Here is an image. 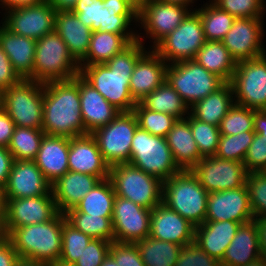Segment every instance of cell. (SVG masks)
Wrapping results in <instances>:
<instances>
[{
  "instance_id": "7bdbcfd3",
  "label": "cell",
  "mask_w": 266,
  "mask_h": 266,
  "mask_svg": "<svg viewBox=\"0 0 266 266\" xmlns=\"http://www.w3.org/2000/svg\"><path fill=\"white\" fill-rule=\"evenodd\" d=\"M91 240L90 236L65 220L62 229V251L58 264H74Z\"/></svg>"
},
{
  "instance_id": "753ad0ef",
  "label": "cell",
  "mask_w": 266,
  "mask_h": 266,
  "mask_svg": "<svg viewBox=\"0 0 266 266\" xmlns=\"http://www.w3.org/2000/svg\"><path fill=\"white\" fill-rule=\"evenodd\" d=\"M2 108V91L0 90V109Z\"/></svg>"
},
{
  "instance_id": "11a10c76",
  "label": "cell",
  "mask_w": 266,
  "mask_h": 266,
  "mask_svg": "<svg viewBox=\"0 0 266 266\" xmlns=\"http://www.w3.org/2000/svg\"><path fill=\"white\" fill-rule=\"evenodd\" d=\"M20 259L11 241L6 237H0V266H15Z\"/></svg>"
},
{
  "instance_id": "836d02e7",
  "label": "cell",
  "mask_w": 266,
  "mask_h": 266,
  "mask_svg": "<svg viewBox=\"0 0 266 266\" xmlns=\"http://www.w3.org/2000/svg\"><path fill=\"white\" fill-rule=\"evenodd\" d=\"M132 42L134 41L127 34L94 31L91 36L87 55L79 63V66L105 64L114 55L127 48Z\"/></svg>"
},
{
  "instance_id": "680465c9",
  "label": "cell",
  "mask_w": 266,
  "mask_h": 266,
  "mask_svg": "<svg viewBox=\"0 0 266 266\" xmlns=\"http://www.w3.org/2000/svg\"><path fill=\"white\" fill-rule=\"evenodd\" d=\"M44 1L46 0H0V6L2 5L0 8H2V11L5 10V13L15 8L33 6Z\"/></svg>"
},
{
  "instance_id": "484cf974",
  "label": "cell",
  "mask_w": 266,
  "mask_h": 266,
  "mask_svg": "<svg viewBox=\"0 0 266 266\" xmlns=\"http://www.w3.org/2000/svg\"><path fill=\"white\" fill-rule=\"evenodd\" d=\"M68 153V137L44 135L34 162L51 185L69 171Z\"/></svg>"
},
{
  "instance_id": "a7ac6f4b",
  "label": "cell",
  "mask_w": 266,
  "mask_h": 266,
  "mask_svg": "<svg viewBox=\"0 0 266 266\" xmlns=\"http://www.w3.org/2000/svg\"><path fill=\"white\" fill-rule=\"evenodd\" d=\"M100 266H119V265L115 262L113 257L110 254H108V256L104 259V261Z\"/></svg>"
},
{
  "instance_id": "e575fe53",
  "label": "cell",
  "mask_w": 266,
  "mask_h": 266,
  "mask_svg": "<svg viewBox=\"0 0 266 266\" xmlns=\"http://www.w3.org/2000/svg\"><path fill=\"white\" fill-rule=\"evenodd\" d=\"M194 60L225 82H231L236 61L231 57L222 41H206Z\"/></svg>"
},
{
  "instance_id": "5b68a950",
  "label": "cell",
  "mask_w": 266,
  "mask_h": 266,
  "mask_svg": "<svg viewBox=\"0 0 266 266\" xmlns=\"http://www.w3.org/2000/svg\"><path fill=\"white\" fill-rule=\"evenodd\" d=\"M79 64L54 30L36 41L33 80L40 83L66 81L78 76Z\"/></svg>"
},
{
  "instance_id": "7a4b0ae2",
  "label": "cell",
  "mask_w": 266,
  "mask_h": 266,
  "mask_svg": "<svg viewBox=\"0 0 266 266\" xmlns=\"http://www.w3.org/2000/svg\"><path fill=\"white\" fill-rule=\"evenodd\" d=\"M80 110L79 75L44 83L42 130L46 135L73 138L88 134Z\"/></svg>"
},
{
  "instance_id": "7dc6e473",
  "label": "cell",
  "mask_w": 266,
  "mask_h": 266,
  "mask_svg": "<svg viewBox=\"0 0 266 266\" xmlns=\"http://www.w3.org/2000/svg\"><path fill=\"white\" fill-rule=\"evenodd\" d=\"M246 186L254 219L266 218V172L247 173Z\"/></svg>"
},
{
  "instance_id": "f6af8a7d",
  "label": "cell",
  "mask_w": 266,
  "mask_h": 266,
  "mask_svg": "<svg viewBox=\"0 0 266 266\" xmlns=\"http://www.w3.org/2000/svg\"><path fill=\"white\" fill-rule=\"evenodd\" d=\"M185 119L190 123L192 134L200 154L203 157L214 156L217 152L220 138L219 127L199 121L190 113Z\"/></svg>"
},
{
  "instance_id": "91938a15",
  "label": "cell",
  "mask_w": 266,
  "mask_h": 266,
  "mask_svg": "<svg viewBox=\"0 0 266 266\" xmlns=\"http://www.w3.org/2000/svg\"><path fill=\"white\" fill-rule=\"evenodd\" d=\"M254 132L266 136V110H254Z\"/></svg>"
},
{
  "instance_id": "603a6c76",
  "label": "cell",
  "mask_w": 266,
  "mask_h": 266,
  "mask_svg": "<svg viewBox=\"0 0 266 266\" xmlns=\"http://www.w3.org/2000/svg\"><path fill=\"white\" fill-rule=\"evenodd\" d=\"M69 171L90 174L101 180L109 178L110 166L103 159L91 134L69 138Z\"/></svg>"
},
{
  "instance_id": "4fadbf2b",
  "label": "cell",
  "mask_w": 266,
  "mask_h": 266,
  "mask_svg": "<svg viewBox=\"0 0 266 266\" xmlns=\"http://www.w3.org/2000/svg\"><path fill=\"white\" fill-rule=\"evenodd\" d=\"M230 83L235 104L254 110H266V54L236 62Z\"/></svg>"
},
{
  "instance_id": "8fae6325",
  "label": "cell",
  "mask_w": 266,
  "mask_h": 266,
  "mask_svg": "<svg viewBox=\"0 0 266 266\" xmlns=\"http://www.w3.org/2000/svg\"><path fill=\"white\" fill-rule=\"evenodd\" d=\"M192 10L194 9L189 6L165 3L158 0H145L138 11V26L141 30L144 29L145 33H137L138 41L144 45L145 42L142 40L146 35V38L151 39L150 42L152 41L153 44L149 47L153 49L162 39L178 27Z\"/></svg>"
},
{
  "instance_id": "4dcf8cb0",
  "label": "cell",
  "mask_w": 266,
  "mask_h": 266,
  "mask_svg": "<svg viewBox=\"0 0 266 266\" xmlns=\"http://www.w3.org/2000/svg\"><path fill=\"white\" fill-rule=\"evenodd\" d=\"M241 223L235 221H205L195 227L194 243L211 257L221 261Z\"/></svg>"
},
{
  "instance_id": "83f0119b",
  "label": "cell",
  "mask_w": 266,
  "mask_h": 266,
  "mask_svg": "<svg viewBox=\"0 0 266 266\" xmlns=\"http://www.w3.org/2000/svg\"><path fill=\"white\" fill-rule=\"evenodd\" d=\"M0 46L19 77L33 80L36 40L14 34L0 22Z\"/></svg>"
},
{
  "instance_id": "f35d334b",
  "label": "cell",
  "mask_w": 266,
  "mask_h": 266,
  "mask_svg": "<svg viewBox=\"0 0 266 266\" xmlns=\"http://www.w3.org/2000/svg\"><path fill=\"white\" fill-rule=\"evenodd\" d=\"M194 10L200 15L206 41H222L236 19L211 0Z\"/></svg>"
},
{
  "instance_id": "30bf717a",
  "label": "cell",
  "mask_w": 266,
  "mask_h": 266,
  "mask_svg": "<svg viewBox=\"0 0 266 266\" xmlns=\"http://www.w3.org/2000/svg\"><path fill=\"white\" fill-rule=\"evenodd\" d=\"M137 127L138 121L133 111L120 112L109 124L91 133L110 167L129 162L131 142Z\"/></svg>"
},
{
  "instance_id": "d6986e66",
  "label": "cell",
  "mask_w": 266,
  "mask_h": 266,
  "mask_svg": "<svg viewBox=\"0 0 266 266\" xmlns=\"http://www.w3.org/2000/svg\"><path fill=\"white\" fill-rule=\"evenodd\" d=\"M151 209L115 196L112 213L114 242L135 243L150 234Z\"/></svg>"
},
{
  "instance_id": "ba28073f",
  "label": "cell",
  "mask_w": 266,
  "mask_h": 266,
  "mask_svg": "<svg viewBox=\"0 0 266 266\" xmlns=\"http://www.w3.org/2000/svg\"><path fill=\"white\" fill-rule=\"evenodd\" d=\"M166 81L189 108L226 83L216 74L207 71L194 59L168 64Z\"/></svg>"
},
{
  "instance_id": "8992f818",
  "label": "cell",
  "mask_w": 266,
  "mask_h": 266,
  "mask_svg": "<svg viewBox=\"0 0 266 266\" xmlns=\"http://www.w3.org/2000/svg\"><path fill=\"white\" fill-rule=\"evenodd\" d=\"M128 163L162 182L182 171L174 161L166 138L152 135L139 126L131 142Z\"/></svg>"
},
{
  "instance_id": "9a60e30c",
  "label": "cell",
  "mask_w": 266,
  "mask_h": 266,
  "mask_svg": "<svg viewBox=\"0 0 266 266\" xmlns=\"http://www.w3.org/2000/svg\"><path fill=\"white\" fill-rule=\"evenodd\" d=\"M2 199L3 227L6 237L15 228L47 222L59 213L53 194Z\"/></svg>"
},
{
  "instance_id": "52a82bcc",
  "label": "cell",
  "mask_w": 266,
  "mask_h": 266,
  "mask_svg": "<svg viewBox=\"0 0 266 266\" xmlns=\"http://www.w3.org/2000/svg\"><path fill=\"white\" fill-rule=\"evenodd\" d=\"M109 179L116 196L151 210L162 203L163 182L130 163L111 166Z\"/></svg>"
},
{
  "instance_id": "ffe728a7",
  "label": "cell",
  "mask_w": 266,
  "mask_h": 266,
  "mask_svg": "<svg viewBox=\"0 0 266 266\" xmlns=\"http://www.w3.org/2000/svg\"><path fill=\"white\" fill-rule=\"evenodd\" d=\"M224 220L241 224L255 220L246 183L236 189L215 191L208 194L205 221Z\"/></svg>"
},
{
  "instance_id": "c3c4849f",
  "label": "cell",
  "mask_w": 266,
  "mask_h": 266,
  "mask_svg": "<svg viewBox=\"0 0 266 266\" xmlns=\"http://www.w3.org/2000/svg\"><path fill=\"white\" fill-rule=\"evenodd\" d=\"M235 18H264L265 0H211Z\"/></svg>"
},
{
  "instance_id": "bcb514c9",
  "label": "cell",
  "mask_w": 266,
  "mask_h": 266,
  "mask_svg": "<svg viewBox=\"0 0 266 266\" xmlns=\"http://www.w3.org/2000/svg\"><path fill=\"white\" fill-rule=\"evenodd\" d=\"M220 135L254 131V109L234 104L219 125Z\"/></svg>"
},
{
  "instance_id": "7c38bea8",
  "label": "cell",
  "mask_w": 266,
  "mask_h": 266,
  "mask_svg": "<svg viewBox=\"0 0 266 266\" xmlns=\"http://www.w3.org/2000/svg\"><path fill=\"white\" fill-rule=\"evenodd\" d=\"M206 42L200 15L192 10L186 18L153 49L168 63L195 59Z\"/></svg>"
},
{
  "instance_id": "ac0fdd59",
  "label": "cell",
  "mask_w": 266,
  "mask_h": 266,
  "mask_svg": "<svg viewBox=\"0 0 266 266\" xmlns=\"http://www.w3.org/2000/svg\"><path fill=\"white\" fill-rule=\"evenodd\" d=\"M3 14L1 24L17 35L37 41L54 31L56 11L47 0L37 5L15 8Z\"/></svg>"
},
{
  "instance_id": "cb8c5ba5",
  "label": "cell",
  "mask_w": 266,
  "mask_h": 266,
  "mask_svg": "<svg viewBox=\"0 0 266 266\" xmlns=\"http://www.w3.org/2000/svg\"><path fill=\"white\" fill-rule=\"evenodd\" d=\"M167 66L168 63L150 48L138 59L129 80L130 93L136 102L166 81Z\"/></svg>"
},
{
  "instance_id": "6125c7cd",
  "label": "cell",
  "mask_w": 266,
  "mask_h": 266,
  "mask_svg": "<svg viewBox=\"0 0 266 266\" xmlns=\"http://www.w3.org/2000/svg\"><path fill=\"white\" fill-rule=\"evenodd\" d=\"M56 12L72 11L78 0H47Z\"/></svg>"
},
{
  "instance_id": "94428289",
  "label": "cell",
  "mask_w": 266,
  "mask_h": 266,
  "mask_svg": "<svg viewBox=\"0 0 266 266\" xmlns=\"http://www.w3.org/2000/svg\"><path fill=\"white\" fill-rule=\"evenodd\" d=\"M104 7L112 11H137L126 0H104Z\"/></svg>"
},
{
  "instance_id": "d6a6232c",
  "label": "cell",
  "mask_w": 266,
  "mask_h": 266,
  "mask_svg": "<svg viewBox=\"0 0 266 266\" xmlns=\"http://www.w3.org/2000/svg\"><path fill=\"white\" fill-rule=\"evenodd\" d=\"M234 104L233 87L230 82H226L217 91L191 106L189 113L199 121L219 127L220 122Z\"/></svg>"
},
{
  "instance_id": "60d3db41",
  "label": "cell",
  "mask_w": 266,
  "mask_h": 266,
  "mask_svg": "<svg viewBox=\"0 0 266 266\" xmlns=\"http://www.w3.org/2000/svg\"><path fill=\"white\" fill-rule=\"evenodd\" d=\"M44 135L42 129L16 126L7 148L14 160H34Z\"/></svg>"
},
{
  "instance_id": "2e32d148",
  "label": "cell",
  "mask_w": 266,
  "mask_h": 266,
  "mask_svg": "<svg viewBox=\"0 0 266 266\" xmlns=\"http://www.w3.org/2000/svg\"><path fill=\"white\" fill-rule=\"evenodd\" d=\"M190 171L208 193L242 187L247 177L242 162L216 156L203 157Z\"/></svg>"
},
{
  "instance_id": "2644e50d",
  "label": "cell",
  "mask_w": 266,
  "mask_h": 266,
  "mask_svg": "<svg viewBox=\"0 0 266 266\" xmlns=\"http://www.w3.org/2000/svg\"><path fill=\"white\" fill-rule=\"evenodd\" d=\"M129 2L137 11L140 10L145 0H126Z\"/></svg>"
},
{
  "instance_id": "9c48e42d",
  "label": "cell",
  "mask_w": 266,
  "mask_h": 266,
  "mask_svg": "<svg viewBox=\"0 0 266 266\" xmlns=\"http://www.w3.org/2000/svg\"><path fill=\"white\" fill-rule=\"evenodd\" d=\"M44 83L21 79L2 91V108L16 126L42 129Z\"/></svg>"
},
{
  "instance_id": "ee69618b",
  "label": "cell",
  "mask_w": 266,
  "mask_h": 266,
  "mask_svg": "<svg viewBox=\"0 0 266 266\" xmlns=\"http://www.w3.org/2000/svg\"><path fill=\"white\" fill-rule=\"evenodd\" d=\"M254 135V131L241 132L236 135H220L218 149L214 156L243 163Z\"/></svg>"
},
{
  "instance_id": "816d5d0a",
  "label": "cell",
  "mask_w": 266,
  "mask_h": 266,
  "mask_svg": "<svg viewBox=\"0 0 266 266\" xmlns=\"http://www.w3.org/2000/svg\"><path fill=\"white\" fill-rule=\"evenodd\" d=\"M111 242L101 239H92L85 247L75 266H100L109 254Z\"/></svg>"
},
{
  "instance_id": "4316f807",
  "label": "cell",
  "mask_w": 266,
  "mask_h": 266,
  "mask_svg": "<svg viewBox=\"0 0 266 266\" xmlns=\"http://www.w3.org/2000/svg\"><path fill=\"white\" fill-rule=\"evenodd\" d=\"M101 179L90 174L66 172L51 185V191L59 213L75 208L80 200L93 189Z\"/></svg>"
},
{
  "instance_id": "681fc988",
  "label": "cell",
  "mask_w": 266,
  "mask_h": 266,
  "mask_svg": "<svg viewBox=\"0 0 266 266\" xmlns=\"http://www.w3.org/2000/svg\"><path fill=\"white\" fill-rule=\"evenodd\" d=\"M175 266H221V263L193 242L182 247Z\"/></svg>"
},
{
  "instance_id": "f5cc1de1",
  "label": "cell",
  "mask_w": 266,
  "mask_h": 266,
  "mask_svg": "<svg viewBox=\"0 0 266 266\" xmlns=\"http://www.w3.org/2000/svg\"><path fill=\"white\" fill-rule=\"evenodd\" d=\"M109 254L119 266H145L135 243L112 242Z\"/></svg>"
},
{
  "instance_id": "f907efd6",
  "label": "cell",
  "mask_w": 266,
  "mask_h": 266,
  "mask_svg": "<svg viewBox=\"0 0 266 266\" xmlns=\"http://www.w3.org/2000/svg\"><path fill=\"white\" fill-rule=\"evenodd\" d=\"M247 173L266 170V136L255 133L243 162Z\"/></svg>"
},
{
  "instance_id": "3957f363",
  "label": "cell",
  "mask_w": 266,
  "mask_h": 266,
  "mask_svg": "<svg viewBox=\"0 0 266 266\" xmlns=\"http://www.w3.org/2000/svg\"><path fill=\"white\" fill-rule=\"evenodd\" d=\"M65 220V214L58 213L47 222L15 228L7 238L20 258L56 265L62 251Z\"/></svg>"
},
{
  "instance_id": "8d00e7d4",
  "label": "cell",
  "mask_w": 266,
  "mask_h": 266,
  "mask_svg": "<svg viewBox=\"0 0 266 266\" xmlns=\"http://www.w3.org/2000/svg\"><path fill=\"white\" fill-rule=\"evenodd\" d=\"M115 196L111 180H101L80 200L75 209L89 215L112 217Z\"/></svg>"
},
{
  "instance_id": "6da1fadb",
  "label": "cell",
  "mask_w": 266,
  "mask_h": 266,
  "mask_svg": "<svg viewBox=\"0 0 266 266\" xmlns=\"http://www.w3.org/2000/svg\"><path fill=\"white\" fill-rule=\"evenodd\" d=\"M146 49L137 40L105 64L79 66V75L120 112L133 111L137 102L131 96L129 80Z\"/></svg>"
},
{
  "instance_id": "5bb4252c",
  "label": "cell",
  "mask_w": 266,
  "mask_h": 266,
  "mask_svg": "<svg viewBox=\"0 0 266 266\" xmlns=\"http://www.w3.org/2000/svg\"><path fill=\"white\" fill-rule=\"evenodd\" d=\"M72 12L92 32L127 34L134 42L138 40L139 31L130 27L138 24V11H112L104 7V0H78Z\"/></svg>"
},
{
  "instance_id": "d590c367",
  "label": "cell",
  "mask_w": 266,
  "mask_h": 266,
  "mask_svg": "<svg viewBox=\"0 0 266 266\" xmlns=\"http://www.w3.org/2000/svg\"><path fill=\"white\" fill-rule=\"evenodd\" d=\"M139 103L144 108L170 114L178 120L185 119L189 115V107L167 81L146 95Z\"/></svg>"
},
{
  "instance_id": "1f68e13d",
  "label": "cell",
  "mask_w": 266,
  "mask_h": 266,
  "mask_svg": "<svg viewBox=\"0 0 266 266\" xmlns=\"http://www.w3.org/2000/svg\"><path fill=\"white\" fill-rule=\"evenodd\" d=\"M166 140L174 161L181 170H191L203 158L186 119L177 120L168 132Z\"/></svg>"
},
{
  "instance_id": "db71d44e",
  "label": "cell",
  "mask_w": 266,
  "mask_h": 266,
  "mask_svg": "<svg viewBox=\"0 0 266 266\" xmlns=\"http://www.w3.org/2000/svg\"><path fill=\"white\" fill-rule=\"evenodd\" d=\"M21 78L14 71L7 54L0 46V90L4 91L17 84Z\"/></svg>"
},
{
  "instance_id": "277c9868",
  "label": "cell",
  "mask_w": 266,
  "mask_h": 266,
  "mask_svg": "<svg viewBox=\"0 0 266 266\" xmlns=\"http://www.w3.org/2000/svg\"><path fill=\"white\" fill-rule=\"evenodd\" d=\"M208 194L190 170H182L163 181L162 203L197 227L205 222Z\"/></svg>"
},
{
  "instance_id": "f546056e",
  "label": "cell",
  "mask_w": 266,
  "mask_h": 266,
  "mask_svg": "<svg viewBox=\"0 0 266 266\" xmlns=\"http://www.w3.org/2000/svg\"><path fill=\"white\" fill-rule=\"evenodd\" d=\"M54 30L79 64L87 55L93 33L91 28L85 26L72 11H59L55 14Z\"/></svg>"
},
{
  "instance_id": "74e56055",
  "label": "cell",
  "mask_w": 266,
  "mask_h": 266,
  "mask_svg": "<svg viewBox=\"0 0 266 266\" xmlns=\"http://www.w3.org/2000/svg\"><path fill=\"white\" fill-rule=\"evenodd\" d=\"M145 266H175L182 247L150 236L135 242Z\"/></svg>"
},
{
  "instance_id": "e0dca14e",
  "label": "cell",
  "mask_w": 266,
  "mask_h": 266,
  "mask_svg": "<svg viewBox=\"0 0 266 266\" xmlns=\"http://www.w3.org/2000/svg\"><path fill=\"white\" fill-rule=\"evenodd\" d=\"M264 18H236L222 42L236 61L250 60L266 54Z\"/></svg>"
},
{
  "instance_id": "d4e9b609",
  "label": "cell",
  "mask_w": 266,
  "mask_h": 266,
  "mask_svg": "<svg viewBox=\"0 0 266 266\" xmlns=\"http://www.w3.org/2000/svg\"><path fill=\"white\" fill-rule=\"evenodd\" d=\"M81 116L87 133L109 124L120 113L94 87L79 75Z\"/></svg>"
},
{
  "instance_id": "b9f144b4",
  "label": "cell",
  "mask_w": 266,
  "mask_h": 266,
  "mask_svg": "<svg viewBox=\"0 0 266 266\" xmlns=\"http://www.w3.org/2000/svg\"><path fill=\"white\" fill-rule=\"evenodd\" d=\"M133 112L141 129L163 138H166L168 132L178 120L170 114L144 108L139 102L134 106Z\"/></svg>"
},
{
  "instance_id": "9f6ffc18",
  "label": "cell",
  "mask_w": 266,
  "mask_h": 266,
  "mask_svg": "<svg viewBox=\"0 0 266 266\" xmlns=\"http://www.w3.org/2000/svg\"><path fill=\"white\" fill-rule=\"evenodd\" d=\"M15 123L9 117L8 113L1 108L0 109V146L8 147L11 137L15 130Z\"/></svg>"
},
{
  "instance_id": "44dd1931",
  "label": "cell",
  "mask_w": 266,
  "mask_h": 266,
  "mask_svg": "<svg viewBox=\"0 0 266 266\" xmlns=\"http://www.w3.org/2000/svg\"><path fill=\"white\" fill-rule=\"evenodd\" d=\"M2 198H27L52 194L47 181L34 160H14Z\"/></svg>"
},
{
  "instance_id": "e7e4bbea",
  "label": "cell",
  "mask_w": 266,
  "mask_h": 266,
  "mask_svg": "<svg viewBox=\"0 0 266 266\" xmlns=\"http://www.w3.org/2000/svg\"><path fill=\"white\" fill-rule=\"evenodd\" d=\"M15 266H54L50 263L46 262H38V261H33V260H28V259H22L20 258Z\"/></svg>"
},
{
  "instance_id": "8c879c8a",
  "label": "cell",
  "mask_w": 266,
  "mask_h": 266,
  "mask_svg": "<svg viewBox=\"0 0 266 266\" xmlns=\"http://www.w3.org/2000/svg\"><path fill=\"white\" fill-rule=\"evenodd\" d=\"M54 266H75L74 264H56Z\"/></svg>"
},
{
  "instance_id": "7402d4cb",
  "label": "cell",
  "mask_w": 266,
  "mask_h": 266,
  "mask_svg": "<svg viewBox=\"0 0 266 266\" xmlns=\"http://www.w3.org/2000/svg\"><path fill=\"white\" fill-rule=\"evenodd\" d=\"M149 236L183 247L194 242L195 226L161 203L151 210Z\"/></svg>"
},
{
  "instance_id": "003e7915",
  "label": "cell",
  "mask_w": 266,
  "mask_h": 266,
  "mask_svg": "<svg viewBox=\"0 0 266 266\" xmlns=\"http://www.w3.org/2000/svg\"><path fill=\"white\" fill-rule=\"evenodd\" d=\"M0 236H4V227H3V199L0 191Z\"/></svg>"
},
{
  "instance_id": "03108f58",
  "label": "cell",
  "mask_w": 266,
  "mask_h": 266,
  "mask_svg": "<svg viewBox=\"0 0 266 266\" xmlns=\"http://www.w3.org/2000/svg\"><path fill=\"white\" fill-rule=\"evenodd\" d=\"M158 1L165 2V3H171V4H179L182 6H189V7L191 6L192 8H194L193 5H195L194 4L195 0H158Z\"/></svg>"
},
{
  "instance_id": "be15d7a7",
  "label": "cell",
  "mask_w": 266,
  "mask_h": 266,
  "mask_svg": "<svg viewBox=\"0 0 266 266\" xmlns=\"http://www.w3.org/2000/svg\"><path fill=\"white\" fill-rule=\"evenodd\" d=\"M257 222L260 249L262 251V256L266 253V218L255 219Z\"/></svg>"
},
{
  "instance_id": "ab89813d",
  "label": "cell",
  "mask_w": 266,
  "mask_h": 266,
  "mask_svg": "<svg viewBox=\"0 0 266 266\" xmlns=\"http://www.w3.org/2000/svg\"><path fill=\"white\" fill-rule=\"evenodd\" d=\"M66 220L76 229L87 234L92 239H101L114 242L112 217H102L81 213L75 208L68 210Z\"/></svg>"
},
{
  "instance_id": "89a4df30",
  "label": "cell",
  "mask_w": 266,
  "mask_h": 266,
  "mask_svg": "<svg viewBox=\"0 0 266 266\" xmlns=\"http://www.w3.org/2000/svg\"><path fill=\"white\" fill-rule=\"evenodd\" d=\"M246 266H266V260L263 256L258 258L255 261H252L251 263L247 264Z\"/></svg>"
},
{
  "instance_id": "f1b7e54d",
  "label": "cell",
  "mask_w": 266,
  "mask_h": 266,
  "mask_svg": "<svg viewBox=\"0 0 266 266\" xmlns=\"http://www.w3.org/2000/svg\"><path fill=\"white\" fill-rule=\"evenodd\" d=\"M262 256L255 220L241 224L226 249L221 266H246Z\"/></svg>"
},
{
  "instance_id": "6f0895ef",
  "label": "cell",
  "mask_w": 266,
  "mask_h": 266,
  "mask_svg": "<svg viewBox=\"0 0 266 266\" xmlns=\"http://www.w3.org/2000/svg\"><path fill=\"white\" fill-rule=\"evenodd\" d=\"M13 162V156L8 148L0 146V191L7 183Z\"/></svg>"
}]
</instances>
